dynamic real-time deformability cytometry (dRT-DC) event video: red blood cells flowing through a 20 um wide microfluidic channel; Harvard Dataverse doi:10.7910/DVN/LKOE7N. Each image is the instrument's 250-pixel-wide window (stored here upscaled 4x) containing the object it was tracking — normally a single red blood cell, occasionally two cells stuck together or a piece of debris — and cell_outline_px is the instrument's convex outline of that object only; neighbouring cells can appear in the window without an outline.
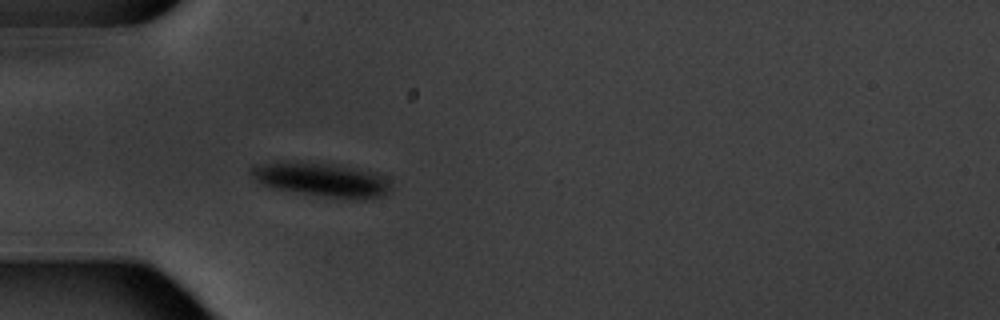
{"species": "common noctule bat (a hibernating species)", "species_latin": "Nyctalus noctula", "temperature_condition": "warm", "stored_images_in_passage": 4, "camera_frame_rate_fps": 3000, "um_per_image_px": 0.085, "animal": {"sex": "male", "body_mass_g": 20.1, "forearm_length_mm": 53.5}, "frame": {"image": 1, "passage_image": 4, "time_ms": 4.333, "image_size_px": [1000, 320], "cell_outline_px": [[392, 188], [384, 196], [364, 200], [352, 200], [324, 196], [276, 188], [260, 184], [252, 176], [260, 164], [284, 160], [300, 160], [332, 164], [380, 172], [388, 180]], "centroid_in_image_um": [27.47, 15.26], "position_along_channel_um": 57.5, "area_um2": 27.98}}